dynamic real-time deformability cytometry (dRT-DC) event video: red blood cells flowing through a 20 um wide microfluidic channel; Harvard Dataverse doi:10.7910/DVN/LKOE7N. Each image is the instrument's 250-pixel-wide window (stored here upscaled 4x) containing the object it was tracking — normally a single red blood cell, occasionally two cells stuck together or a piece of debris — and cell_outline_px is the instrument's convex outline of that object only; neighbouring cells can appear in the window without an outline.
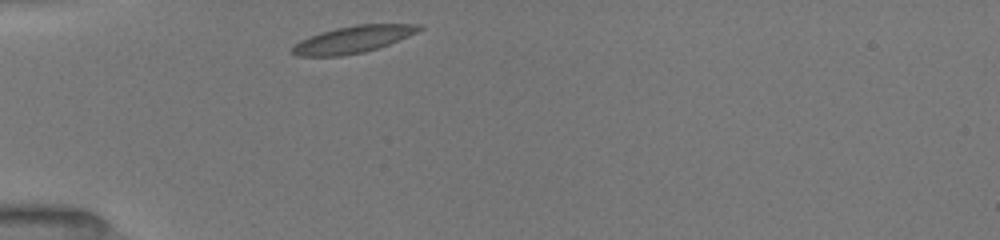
{"species": "common noctule bat (a hibernating species)", "species_latin": "Nyctalus noctula", "temperature_condition": "room temperature", "stored_images_in_passage": 24, "camera_frame_rate_fps": 3000, "um_per_image_px": 0.085, "animal": {"sex": "female", "body_mass_g": 19.5, "forearm_length_mm": 54.1}, "frame": {"image": 1, "passage_image": 1, "time_ms": 0.0, "image_size_px": [1000, 240], "cell_outline_px": [[424, 28], [416, 32], [388, 44], [364, 52], [340, 56], [300, 56], [292, 52], [292, 48], [300, 40], [308, 36], [320, 32], [336, 28], [356, 24], [420, 24]], "centroid_in_image_um": [29.99, 3.34], "position_along_channel_um": 55.0, "area_um2": 19.65}}
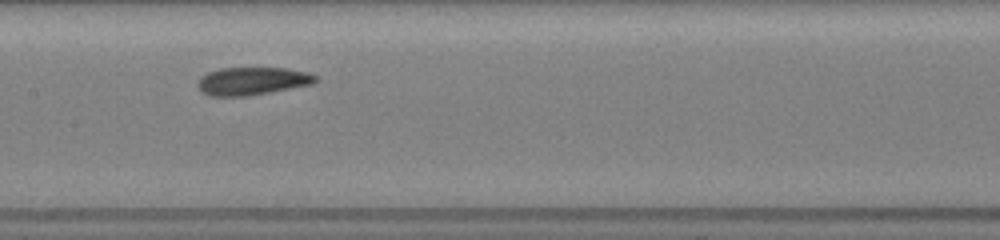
{"frame": {"image": 2, "passage_image": 10, "time_ms": 3.667, "image_size_px": [1000, 240], "cell_outline_px": [[316, 80], [312, 84], [268, 92], [244, 96], [208, 96], [196, 84], [200, 76], [208, 72], [220, 68], [288, 68], [308, 72], [316, 76]], "centroid_in_image_um": [21.41, 6.88], "position_along_channel_um": 186.0, "area_um2": 18.96}}
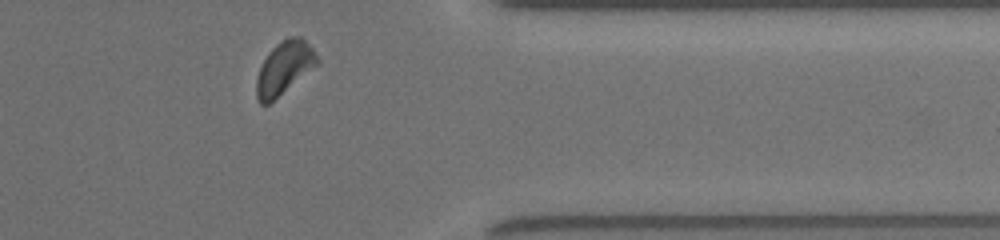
{"frame": {"image": 3, "passage_image": 21, "time_ms": 9.0, "image_size_px": [1000, 240], "cell_outline_px": [[320, 64], [268, 104], [260, 104], [256, 96], [256, 80], [260, 68], [268, 52], [276, 44], [288, 36], [300, 36], [312, 48], [320, 60]], "centroid_in_image_um": [24.18, 5.76], "position_along_channel_um": 387.2, "area_um2": 18.73}, "authors_computed_cell_mechanics": {"area_um2": 18.9584, "velocity_mm_per_s": 3.9581, "shape_relaxation_time_tau1_ms": 3.411, "shape_relaxation_time_tau2_ms": 5.1861, "deformation_change_tau1": 0.1186, "deformation_change_tau2": 0.0632}}